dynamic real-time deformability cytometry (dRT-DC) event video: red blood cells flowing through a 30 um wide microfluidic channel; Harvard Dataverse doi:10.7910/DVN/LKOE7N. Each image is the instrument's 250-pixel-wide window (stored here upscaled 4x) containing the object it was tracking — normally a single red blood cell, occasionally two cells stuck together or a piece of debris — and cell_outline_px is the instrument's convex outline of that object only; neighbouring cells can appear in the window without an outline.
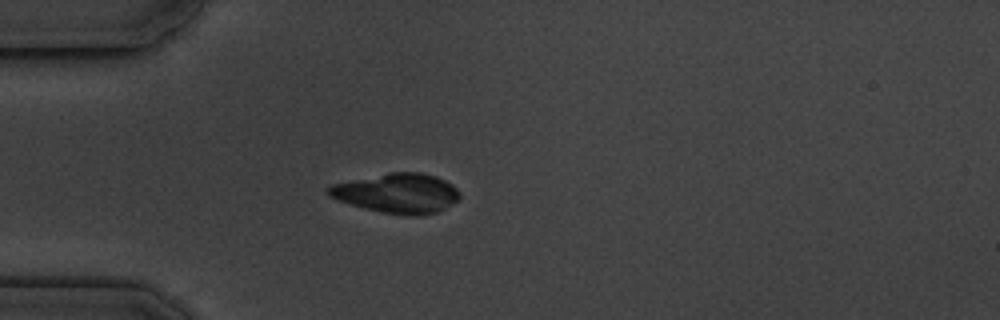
{"species": "common noctule bat (a hibernating species)", "species_latin": "Nyctalus noctula", "temperature_condition": "cold", "stored_images_in_passage": 3, "camera_frame_rate_fps": 3000, "um_per_image_px": 0.085, "animal": {"sex": "male", "body_mass_g": 19.5, "forearm_length_mm": 54.6}, "frame": {"image": 1, "passage_image": 3, "time_ms": 3.0, "image_size_px": [1000, 320], "cell_outline_px": [[460, 200], [436, 212], [416, 216], [404, 216], [364, 208], [328, 196], [328, 188], [332, 184], [392, 172], [420, 172], [436, 176], [452, 184], [460, 192]], "centroid_in_image_um": [33.82, 16.42], "position_along_channel_um": 51.2, "area_um2": 30.06}}